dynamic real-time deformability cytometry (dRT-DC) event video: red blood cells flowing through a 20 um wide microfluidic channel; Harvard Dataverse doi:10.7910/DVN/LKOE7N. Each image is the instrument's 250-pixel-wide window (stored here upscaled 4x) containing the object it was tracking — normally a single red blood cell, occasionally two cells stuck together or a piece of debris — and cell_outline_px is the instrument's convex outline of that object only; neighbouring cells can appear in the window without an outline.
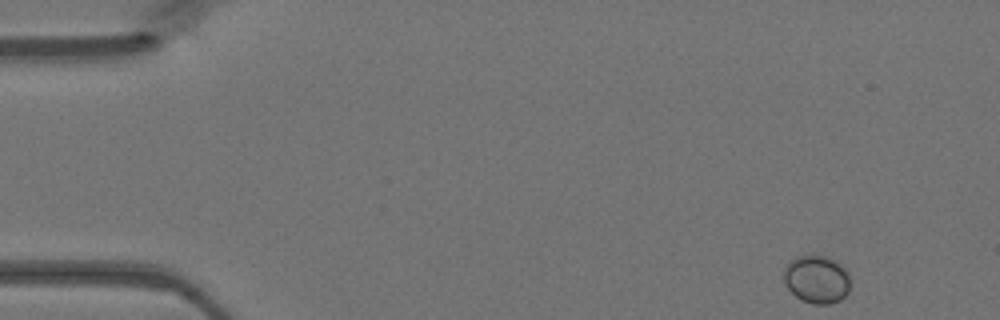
{"species": "Egyptian fruit bat (a non-hibernating species)", "species_latin": "Rousettus aegyptiacus", "temperature_condition": "warm", "stored_images_in_passage": 45, "camera_frame_rate_fps": 3000, "um_per_image_px": 0.085, "animal": {"sex": "female"}, "frame": {"image": 1, "passage_image": 1, "time_ms": 0.0, "image_size_px": [1000, 320], "cell_outline_px": [[848, 292], [840, 300], [832, 304], [812, 304], [800, 300], [784, 284], [784, 268], [796, 256], [828, 256], [836, 260], [848, 272]], "centroid_in_image_um": [69.41, 23.75], "position_along_channel_um": 15.6, "area_um2": 18.55}}
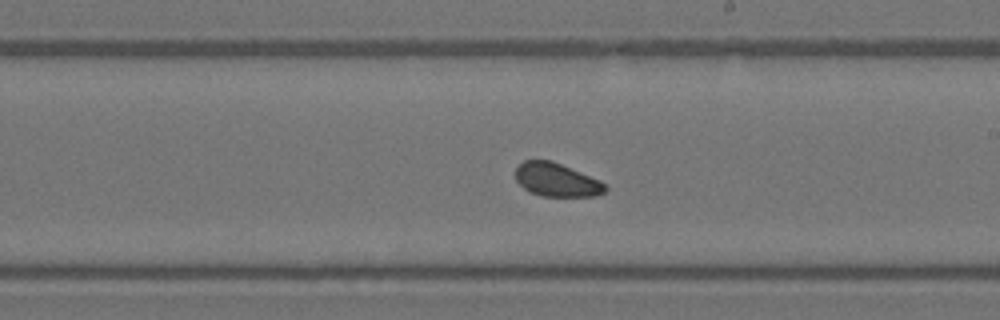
{"frame": {"image": 2, "passage_image": 25, "time_ms": 8.0, "image_size_px": [1000, 320], "cell_outline_px": [[608, 188], [604, 192], [596, 196], [540, 196], [528, 192], [516, 180], [516, 168], [524, 160], [552, 160], [600, 180]], "centroid_in_image_um": [47.3, 15.29], "position_along_channel_um": 241.7, "area_um2": 17.51}}
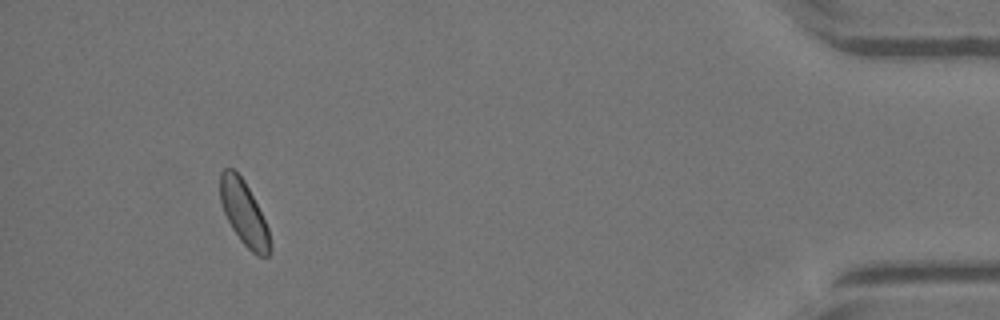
{"frame": {"image": 3, "passage_image": 42, "time_ms": 13.667, "image_size_px": [1000, 320], "cell_outline_px": [[272, 248], [268, 256], [256, 256], [240, 240], [232, 228], [224, 212], [220, 200], [220, 172], [224, 168], [232, 168], [244, 180], [268, 228], [272, 244]], "centroid_in_image_um": [20.73, 18.14], "position_along_channel_um": 414.5, "area_um2": 18.44}}